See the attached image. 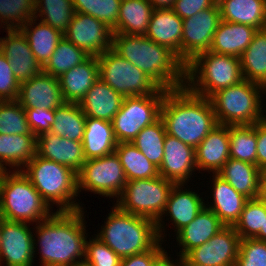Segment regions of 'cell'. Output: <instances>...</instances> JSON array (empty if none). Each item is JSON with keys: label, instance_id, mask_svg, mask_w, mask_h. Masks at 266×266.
<instances>
[{"label": "cell", "instance_id": "6da1fadb", "mask_svg": "<svg viewBox=\"0 0 266 266\" xmlns=\"http://www.w3.org/2000/svg\"><path fill=\"white\" fill-rule=\"evenodd\" d=\"M85 212L84 209L74 212L55 211L49 218L33 226V236L37 238L33 239L34 253L40 254L39 266H72L84 262L88 238Z\"/></svg>", "mask_w": 266, "mask_h": 266}, {"label": "cell", "instance_id": "7a4b0ae2", "mask_svg": "<svg viewBox=\"0 0 266 266\" xmlns=\"http://www.w3.org/2000/svg\"><path fill=\"white\" fill-rule=\"evenodd\" d=\"M160 118L166 134L194 149L218 125L210 99L198 96L186 87L165 93Z\"/></svg>", "mask_w": 266, "mask_h": 266}, {"label": "cell", "instance_id": "3957f363", "mask_svg": "<svg viewBox=\"0 0 266 266\" xmlns=\"http://www.w3.org/2000/svg\"><path fill=\"white\" fill-rule=\"evenodd\" d=\"M112 49L142 70L161 89L185 87V64L166 46L146 36L113 34Z\"/></svg>", "mask_w": 266, "mask_h": 266}, {"label": "cell", "instance_id": "277c9868", "mask_svg": "<svg viewBox=\"0 0 266 266\" xmlns=\"http://www.w3.org/2000/svg\"><path fill=\"white\" fill-rule=\"evenodd\" d=\"M21 171L51 209L56 204V212L85 209L77 198V173L70 167L36 155Z\"/></svg>", "mask_w": 266, "mask_h": 266}, {"label": "cell", "instance_id": "5b68a950", "mask_svg": "<svg viewBox=\"0 0 266 266\" xmlns=\"http://www.w3.org/2000/svg\"><path fill=\"white\" fill-rule=\"evenodd\" d=\"M106 222L94 234L121 259L151 250L159 241L156 222L120 210L114 203Z\"/></svg>", "mask_w": 266, "mask_h": 266}, {"label": "cell", "instance_id": "8992f818", "mask_svg": "<svg viewBox=\"0 0 266 266\" xmlns=\"http://www.w3.org/2000/svg\"><path fill=\"white\" fill-rule=\"evenodd\" d=\"M242 80L240 58L232 55L206 51L196 55L185 65V87L208 99L217 91Z\"/></svg>", "mask_w": 266, "mask_h": 266}, {"label": "cell", "instance_id": "52a82bcc", "mask_svg": "<svg viewBox=\"0 0 266 266\" xmlns=\"http://www.w3.org/2000/svg\"><path fill=\"white\" fill-rule=\"evenodd\" d=\"M265 95L263 86L244 79L217 91L209 99L218 124L240 126L253 125L266 118Z\"/></svg>", "mask_w": 266, "mask_h": 266}, {"label": "cell", "instance_id": "ba28073f", "mask_svg": "<svg viewBox=\"0 0 266 266\" xmlns=\"http://www.w3.org/2000/svg\"><path fill=\"white\" fill-rule=\"evenodd\" d=\"M52 211L21 170H6L0 176V216L3 219L33 225L49 218Z\"/></svg>", "mask_w": 266, "mask_h": 266}, {"label": "cell", "instance_id": "9c48e42d", "mask_svg": "<svg viewBox=\"0 0 266 266\" xmlns=\"http://www.w3.org/2000/svg\"><path fill=\"white\" fill-rule=\"evenodd\" d=\"M174 182L156 178L127 181L115 205L122 211L157 222L167 205Z\"/></svg>", "mask_w": 266, "mask_h": 266}, {"label": "cell", "instance_id": "30bf717a", "mask_svg": "<svg viewBox=\"0 0 266 266\" xmlns=\"http://www.w3.org/2000/svg\"><path fill=\"white\" fill-rule=\"evenodd\" d=\"M99 78L124 97L156 93L160 87L112 48L97 57Z\"/></svg>", "mask_w": 266, "mask_h": 266}, {"label": "cell", "instance_id": "8fae6325", "mask_svg": "<svg viewBox=\"0 0 266 266\" xmlns=\"http://www.w3.org/2000/svg\"><path fill=\"white\" fill-rule=\"evenodd\" d=\"M166 92L160 88L154 94L124 98L120 110L111 121L118 143L132 142L146 126L160 118Z\"/></svg>", "mask_w": 266, "mask_h": 266}, {"label": "cell", "instance_id": "7c38bea8", "mask_svg": "<svg viewBox=\"0 0 266 266\" xmlns=\"http://www.w3.org/2000/svg\"><path fill=\"white\" fill-rule=\"evenodd\" d=\"M78 193L82 190L117 199L125 188L127 178L116 152L88 159L77 173ZM111 197V198H110Z\"/></svg>", "mask_w": 266, "mask_h": 266}, {"label": "cell", "instance_id": "4fadbf2b", "mask_svg": "<svg viewBox=\"0 0 266 266\" xmlns=\"http://www.w3.org/2000/svg\"><path fill=\"white\" fill-rule=\"evenodd\" d=\"M182 62L186 65L196 55L209 51L221 21L218 3L195 15L182 19Z\"/></svg>", "mask_w": 266, "mask_h": 266}, {"label": "cell", "instance_id": "5bb4252c", "mask_svg": "<svg viewBox=\"0 0 266 266\" xmlns=\"http://www.w3.org/2000/svg\"><path fill=\"white\" fill-rule=\"evenodd\" d=\"M29 223L1 217L0 266H33L34 236ZM6 261V262H4Z\"/></svg>", "mask_w": 266, "mask_h": 266}, {"label": "cell", "instance_id": "9a60e30c", "mask_svg": "<svg viewBox=\"0 0 266 266\" xmlns=\"http://www.w3.org/2000/svg\"><path fill=\"white\" fill-rule=\"evenodd\" d=\"M63 36L89 56L99 57L112 48V29L85 13L75 12Z\"/></svg>", "mask_w": 266, "mask_h": 266}, {"label": "cell", "instance_id": "2e32d148", "mask_svg": "<svg viewBox=\"0 0 266 266\" xmlns=\"http://www.w3.org/2000/svg\"><path fill=\"white\" fill-rule=\"evenodd\" d=\"M187 184H174L172 187L170 194L168 196L167 205L163 214L160 216L158 221L156 222L157 233L159 239L164 242L167 236L165 234V222L163 221L165 217L167 220L172 222L171 224L174 226V234L176 235L181 229H183L187 224L191 223L197 216V214L205 207V201L198 192L195 190H191L188 188ZM185 190H184V189ZM191 190V191H190ZM204 201V202H203Z\"/></svg>", "mask_w": 266, "mask_h": 266}, {"label": "cell", "instance_id": "e0dca14e", "mask_svg": "<svg viewBox=\"0 0 266 266\" xmlns=\"http://www.w3.org/2000/svg\"><path fill=\"white\" fill-rule=\"evenodd\" d=\"M240 237L234 226H224L207 242L193 248L184 257L200 266H234Z\"/></svg>", "mask_w": 266, "mask_h": 266}, {"label": "cell", "instance_id": "ac0fdd59", "mask_svg": "<svg viewBox=\"0 0 266 266\" xmlns=\"http://www.w3.org/2000/svg\"><path fill=\"white\" fill-rule=\"evenodd\" d=\"M6 37L0 38V52L8 60L17 81H28L43 71L36 61L29 43L20 29H6Z\"/></svg>", "mask_w": 266, "mask_h": 266}, {"label": "cell", "instance_id": "d6986e66", "mask_svg": "<svg viewBox=\"0 0 266 266\" xmlns=\"http://www.w3.org/2000/svg\"><path fill=\"white\" fill-rule=\"evenodd\" d=\"M197 170L195 149L176 137L166 134L164 141V155L159 175L175 184H187Z\"/></svg>", "mask_w": 266, "mask_h": 266}, {"label": "cell", "instance_id": "ffe728a7", "mask_svg": "<svg viewBox=\"0 0 266 266\" xmlns=\"http://www.w3.org/2000/svg\"><path fill=\"white\" fill-rule=\"evenodd\" d=\"M16 101L24 109L41 107L50 110H55L65 102L59 79L43 71L20 84Z\"/></svg>", "mask_w": 266, "mask_h": 266}, {"label": "cell", "instance_id": "44dd1931", "mask_svg": "<svg viewBox=\"0 0 266 266\" xmlns=\"http://www.w3.org/2000/svg\"><path fill=\"white\" fill-rule=\"evenodd\" d=\"M36 155L70 167L78 173L86 158L82 142L45 132L37 137Z\"/></svg>", "mask_w": 266, "mask_h": 266}, {"label": "cell", "instance_id": "7402d4cb", "mask_svg": "<svg viewBox=\"0 0 266 266\" xmlns=\"http://www.w3.org/2000/svg\"><path fill=\"white\" fill-rule=\"evenodd\" d=\"M229 158V126L218 124L195 148L197 171L217 173Z\"/></svg>", "mask_w": 266, "mask_h": 266}, {"label": "cell", "instance_id": "603a6c76", "mask_svg": "<svg viewBox=\"0 0 266 266\" xmlns=\"http://www.w3.org/2000/svg\"><path fill=\"white\" fill-rule=\"evenodd\" d=\"M211 180L212 202L205 203V207L212 210L225 226H234L239 220L243 207L248 200L237 192L225 179L213 173ZM210 203V204H209Z\"/></svg>", "mask_w": 266, "mask_h": 266}, {"label": "cell", "instance_id": "cb8c5ba5", "mask_svg": "<svg viewBox=\"0 0 266 266\" xmlns=\"http://www.w3.org/2000/svg\"><path fill=\"white\" fill-rule=\"evenodd\" d=\"M182 19L170 9H154L146 31V37L166 46L182 61Z\"/></svg>", "mask_w": 266, "mask_h": 266}, {"label": "cell", "instance_id": "d4e9b609", "mask_svg": "<svg viewBox=\"0 0 266 266\" xmlns=\"http://www.w3.org/2000/svg\"><path fill=\"white\" fill-rule=\"evenodd\" d=\"M124 96L98 78L79 102L86 117L112 121L120 110Z\"/></svg>", "mask_w": 266, "mask_h": 266}, {"label": "cell", "instance_id": "484cf974", "mask_svg": "<svg viewBox=\"0 0 266 266\" xmlns=\"http://www.w3.org/2000/svg\"><path fill=\"white\" fill-rule=\"evenodd\" d=\"M98 78L97 57L89 56L81 64L58 77L64 101L79 104Z\"/></svg>", "mask_w": 266, "mask_h": 266}, {"label": "cell", "instance_id": "4316f807", "mask_svg": "<svg viewBox=\"0 0 266 266\" xmlns=\"http://www.w3.org/2000/svg\"><path fill=\"white\" fill-rule=\"evenodd\" d=\"M225 225L207 207H204L196 216V218L176 235V242L179 245V256H185L190 250L201 246L213 237Z\"/></svg>", "mask_w": 266, "mask_h": 266}, {"label": "cell", "instance_id": "83f0119b", "mask_svg": "<svg viewBox=\"0 0 266 266\" xmlns=\"http://www.w3.org/2000/svg\"><path fill=\"white\" fill-rule=\"evenodd\" d=\"M257 29L241 23L220 21L209 51L241 57L252 42Z\"/></svg>", "mask_w": 266, "mask_h": 266}, {"label": "cell", "instance_id": "f1b7e54d", "mask_svg": "<svg viewBox=\"0 0 266 266\" xmlns=\"http://www.w3.org/2000/svg\"><path fill=\"white\" fill-rule=\"evenodd\" d=\"M35 135L0 134V167L6 170H21L36 156ZM10 168H6V167Z\"/></svg>", "mask_w": 266, "mask_h": 266}, {"label": "cell", "instance_id": "f546056e", "mask_svg": "<svg viewBox=\"0 0 266 266\" xmlns=\"http://www.w3.org/2000/svg\"><path fill=\"white\" fill-rule=\"evenodd\" d=\"M117 144L110 121L86 117L82 140L86 160L100 158L115 152Z\"/></svg>", "mask_w": 266, "mask_h": 266}, {"label": "cell", "instance_id": "4dcf8cb0", "mask_svg": "<svg viewBox=\"0 0 266 266\" xmlns=\"http://www.w3.org/2000/svg\"><path fill=\"white\" fill-rule=\"evenodd\" d=\"M222 21L266 28V0H219Z\"/></svg>", "mask_w": 266, "mask_h": 266}, {"label": "cell", "instance_id": "1f68e13d", "mask_svg": "<svg viewBox=\"0 0 266 266\" xmlns=\"http://www.w3.org/2000/svg\"><path fill=\"white\" fill-rule=\"evenodd\" d=\"M32 18L20 30L25 35L36 61L43 67L56 49L63 34L55 28Z\"/></svg>", "mask_w": 266, "mask_h": 266}, {"label": "cell", "instance_id": "d6a6232c", "mask_svg": "<svg viewBox=\"0 0 266 266\" xmlns=\"http://www.w3.org/2000/svg\"><path fill=\"white\" fill-rule=\"evenodd\" d=\"M153 10L148 0H121L113 34L145 36Z\"/></svg>", "mask_w": 266, "mask_h": 266}, {"label": "cell", "instance_id": "836d02e7", "mask_svg": "<svg viewBox=\"0 0 266 266\" xmlns=\"http://www.w3.org/2000/svg\"><path fill=\"white\" fill-rule=\"evenodd\" d=\"M262 171L255 164L229 158L217 172L237 192L248 199H255L258 194L259 178Z\"/></svg>", "mask_w": 266, "mask_h": 266}, {"label": "cell", "instance_id": "e575fe53", "mask_svg": "<svg viewBox=\"0 0 266 266\" xmlns=\"http://www.w3.org/2000/svg\"><path fill=\"white\" fill-rule=\"evenodd\" d=\"M240 62L243 78L266 89V28L256 31Z\"/></svg>", "mask_w": 266, "mask_h": 266}, {"label": "cell", "instance_id": "d590c367", "mask_svg": "<svg viewBox=\"0 0 266 266\" xmlns=\"http://www.w3.org/2000/svg\"><path fill=\"white\" fill-rule=\"evenodd\" d=\"M86 115L78 103L64 102L55 109L50 132L70 140L82 142Z\"/></svg>", "mask_w": 266, "mask_h": 266}, {"label": "cell", "instance_id": "8d00e7d4", "mask_svg": "<svg viewBox=\"0 0 266 266\" xmlns=\"http://www.w3.org/2000/svg\"><path fill=\"white\" fill-rule=\"evenodd\" d=\"M127 181L159 176V168L152 164L131 142H120L115 148Z\"/></svg>", "mask_w": 266, "mask_h": 266}, {"label": "cell", "instance_id": "74e56055", "mask_svg": "<svg viewBox=\"0 0 266 266\" xmlns=\"http://www.w3.org/2000/svg\"><path fill=\"white\" fill-rule=\"evenodd\" d=\"M35 1L34 18L64 34L75 14L73 0Z\"/></svg>", "mask_w": 266, "mask_h": 266}, {"label": "cell", "instance_id": "f35d334b", "mask_svg": "<svg viewBox=\"0 0 266 266\" xmlns=\"http://www.w3.org/2000/svg\"><path fill=\"white\" fill-rule=\"evenodd\" d=\"M165 125L161 118L146 126L131 142L142 154L158 168L164 155Z\"/></svg>", "mask_w": 266, "mask_h": 266}, {"label": "cell", "instance_id": "ab89813d", "mask_svg": "<svg viewBox=\"0 0 266 266\" xmlns=\"http://www.w3.org/2000/svg\"><path fill=\"white\" fill-rule=\"evenodd\" d=\"M230 158L257 165L256 123L229 126Z\"/></svg>", "mask_w": 266, "mask_h": 266}, {"label": "cell", "instance_id": "60d3db41", "mask_svg": "<svg viewBox=\"0 0 266 266\" xmlns=\"http://www.w3.org/2000/svg\"><path fill=\"white\" fill-rule=\"evenodd\" d=\"M88 57V54L63 36L50 59L43 66V72L58 78L63 73L81 64Z\"/></svg>", "mask_w": 266, "mask_h": 266}, {"label": "cell", "instance_id": "b9f144b4", "mask_svg": "<svg viewBox=\"0 0 266 266\" xmlns=\"http://www.w3.org/2000/svg\"><path fill=\"white\" fill-rule=\"evenodd\" d=\"M35 0H0V27L20 29L34 18ZM3 25V26H2Z\"/></svg>", "mask_w": 266, "mask_h": 266}, {"label": "cell", "instance_id": "7bdbcfd3", "mask_svg": "<svg viewBox=\"0 0 266 266\" xmlns=\"http://www.w3.org/2000/svg\"><path fill=\"white\" fill-rule=\"evenodd\" d=\"M266 218V204L257 198L248 199L243 207L239 220L235 223L234 228L240 239L254 238Z\"/></svg>", "mask_w": 266, "mask_h": 266}, {"label": "cell", "instance_id": "ee69618b", "mask_svg": "<svg viewBox=\"0 0 266 266\" xmlns=\"http://www.w3.org/2000/svg\"><path fill=\"white\" fill-rule=\"evenodd\" d=\"M0 134L34 135L26 111L17 101H0Z\"/></svg>", "mask_w": 266, "mask_h": 266}, {"label": "cell", "instance_id": "f6af8a7d", "mask_svg": "<svg viewBox=\"0 0 266 266\" xmlns=\"http://www.w3.org/2000/svg\"><path fill=\"white\" fill-rule=\"evenodd\" d=\"M121 0H73L75 12L89 14L110 29L117 25Z\"/></svg>", "mask_w": 266, "mask_h": 266}, {"label": "cell", "instance_id": "bcb514c9", "mask_svg": "<svg viewBox=\"0 0 266 266\" xmlns=\"http://www.w3.org/2000/svg\"><path fill=\"white\" fill-rule=\"evenodd\" d=\"M88 239L85 243V263L90 266H120L121 258L109 246L95 235Z\"/></svg>", "mask_w": 266, "mask_h": 266}, {"label": "cell", "instance_id": "7dc6e473", "mask_svg": "<svg viewBox=\"0 0 266 266\" xmlns=\"http://www.w3.org/2000/svg\"><path fill=\"white\" fill-rule=\"evenodd\" d=\"M234 266H266V242L255 238L240 239Z\"/></svg>", "mask_w": 266, "mask_h": 266}, {"label": "cell", "instance_id": "c3c4849f", "mask_svg": "<svg viewBox=\"0 0 266 266\" xmlns=\"http://www.w3.org/2000/svg\"><path fill=\"white\" fill-rule=\"evenodd\" d=\"M20 83L13 74L11 66L0 52V101H16Z\"/></svg>", "mask_w": 266, "mask_h": 266}, {"label": "cell", "instance_id": "681fc988", "mask_svg": "<svg viewBox=\"0 0 266 266\" xmlns=\"http://www.w3.org/2000/svg\"><path fill=\"white\" fill-rule=\"evenodd\" d=\"M24 110L26 111L30 129L36 137L45 132H50L51 125L55 120V110L44 109L41 107Z\"/></svg>", "mask_w": 266, "mask_h": 266}, {"label": "cell", "instance_id": "f907efd6", "mask_svg": "<svg viewBox=\"0 0 266 266\" xmlns=\"http://www.w3.org/2000/svg\"><path fill=\"white\" fill-rule=\"evenodd\" d=\"M216 3V0H175L171 9L181 19H186L202 10L213 7Z\"/></svg>", "mask_w": 266, "mask_h": 266}, {"label": "cell", "instance_id": "816d5d0a", "mask_svg": "<svg viewBox=\"0 0 266 266\" xmlns=\"http://www.w3.org/2000/svg\"><path fill=\"white\" fill-rule=\"evenodd\" d=\"M160 240L151 250L121 259L120 266H151L152 262L165 250Z\"/></svg>", "mask_w": 266, "mask_h": 266}, {"label": "cell", "instance_id": "f5cc1de1", "mask_svg": "<svg viewBox=\"0 0 266 266\" xmlns=\"http://www.w3.org/2000/svg\"><path fill=\"white\" fill-rule=\"evenodd\" d=\"M257 166L262 171L266 167V118L256 123Z\"/></svg>", "mask_w": 266, "mask_h": 266}, {"label": "cell", "instance_id": "db71d44e", "mask_svg": "<svg viewBox=\"0 0 266 266\" xmlns=\"http://www.w3.org/2000/svg\"><path fill=\"white\" fill-rule=\"evenodd\" d=\"M168 250H164L151 264V266H179L180 256L177 254L176 260L174 257H170L172 254L167 253ZM170 255V256H168ZM175 260V261H174Z\"/></svg>", "mask_w": 266, "mask_h": 266}, {"label": "cell", "instance_id": "11a10c76", "mask_svg": "<svg viewBox=\"0 0 266 266\" xmlns=\"http://www.w3.org/2000/svg\"><path fill=\"white\" fill-rule=\"evenodd\" d=\"M256 198L266 204V173H261L260 175L258 194Z\"/></svg>", "mask_w": 266, "mask_h": 266}, {"label": "cell", "instance_id": "9f6ffc18", "mask_svg": "<svg viewBox=\"0 0 266 266\" xmlns=\"http://www.w3.org/2000/svg\"><path fill=\"white\" fill-rule=\"evenodd\" d=\"M154 9H170L175 0H148Z\"/></svg>", "mask_w": 266, "mask_h": 266}, {"label": "cell", "instance_id": "6f0895ef", "mask_svg": "<svg viewBox=\"0 0 266 266\" xmlns=\"http://www.w3.org/2000/svg\"><path fill=\"white\" fill-rule=\"evenodd\" d=\"M254 238L266 242V218L264 226L261 227L260 232Z\"/></svg>", "mask_w": 266, "mask_h": 266}, {"label": "cell", "instance_id": "680465c9", "mask_svg": "<svg viewBox=\"0 0 266 266\" xmlns=\"http://www.w3.org/2000/svg\"><path fill=\"white\" fill-rule=\"evenodd\" d=\"M179 266H200V265H195L188 261L184 256H180L179 258Z\"/></svg>", "mask_w": 266, "mask_h": 266}, {"label": "cell", "instance_id": "91938a15", "mask_svg": "<svg viewBox=\"0 0 266 266\" xmlns=\"http://www.w3.org/2000/svg\"><path fill=\"white\" fill-rule=\"evenodd\" d=\"M72 266H90V265H88V264L85 263V262H80V263H78V264H74V265H72Z\"/></svg>", "mask_w": 266, "mask_h": 266}, {"label": "cell", "instance_id": "94428289", "mask_svg": "<svg viewBox=\"0 0 266 266\" xmlns=\"http://www.w3.org/2000/svg\"><path fill=\"white\" fill-rule=\"evenodd\" d=\"M0 245H1V216H0Z\"/></svg>", "mask_w": 266, "mask_h": 266}, {"label": "cell", "instance_id": "6125c7cd", "mask_svg": "<svg viewBox=\"0 0 266 266\" xmlns=\"http://www.w3.org/2000/svg\"><path fill=\"white\" fill-rule=\"evenodd\" d=\"M262 173H266V167L262 170Z\"/></svg>", "mask_w": 266, "mask_h": 266}]
</instances>
